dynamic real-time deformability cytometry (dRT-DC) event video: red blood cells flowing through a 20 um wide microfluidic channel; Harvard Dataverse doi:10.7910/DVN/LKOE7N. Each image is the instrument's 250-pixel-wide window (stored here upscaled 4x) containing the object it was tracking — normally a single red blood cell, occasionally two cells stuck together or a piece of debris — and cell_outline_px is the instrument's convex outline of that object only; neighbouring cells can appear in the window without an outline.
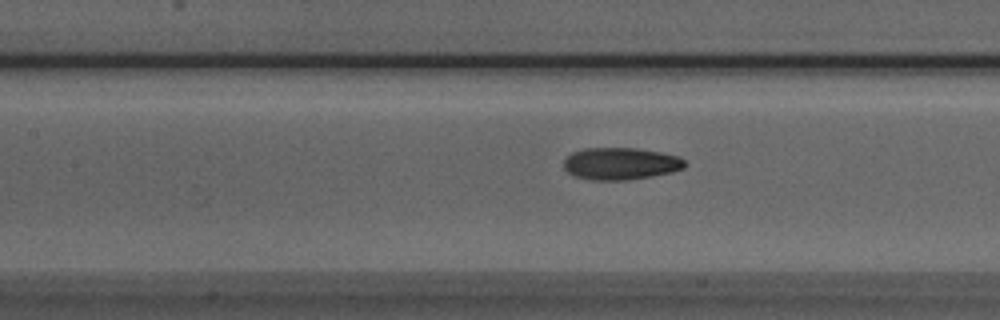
{"species": "Egyptian fruit bat (a non-hibernating species)", "species_latin": "Rousettus aegyptiacus", "temperature_condition": "room temperature", "stored_images_in_passage": 35, "camera_frame_rate_fps": 3000, "um_per_image_px": 0.085, "animal": {"sex": "male"}, "frame": {"image": 1, "passage_image": 13, "time_ms": 4.0, "image_size_px": [1000, 320], "cell_outline_px": [[688, 164], [684, 168], [672, 172], [652, 176], [624, 180], [592, 180], [576, 176], [568, 172], [564, 168], [564, 160], [572, 152], [584, 148], [636, 148], [660, 152], [680, 156]], "centroid_in_image_um": [52.78, 13.9], "position_along_channel_um": 154.6, "area_um2": 22.72}}
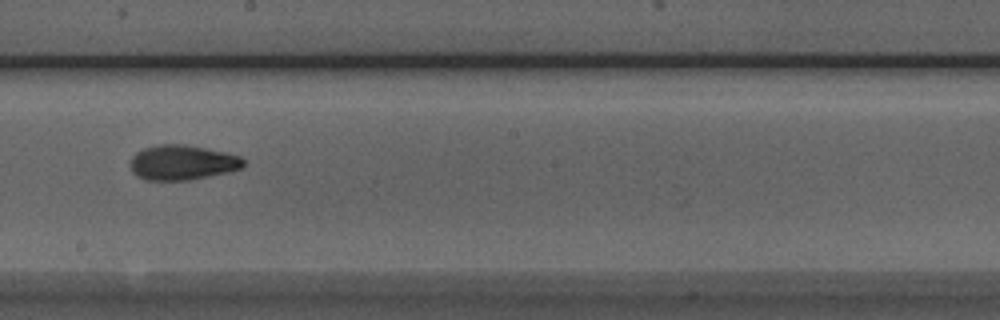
{"frame": {"image": 2, "passage_image": 19, "time_ms": 6.0, "image_size_px": [1000, 320], "cell_outline_px": [[244, 164], [240, 168], [228, 172], [188, 180], [144, 180], [136, 176], [132, 172], [132, 156], [136, 152], [144, 148], [156, 144], [184, 144], [224, 152], [240, 156], [244, 160]], "centroid_in_image_um": [15.47, 13.81], "position_along_channel_um": 232.7, "area_um2": 22.89}}
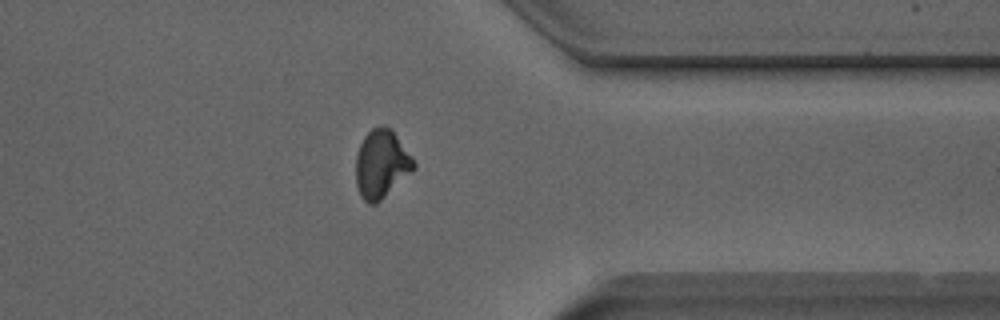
{"frame": {"image": 3, "passage_image": 31, "time_ms": 10.0, "image_size_px": [1000, 320], "cell_outline_px": [[416, 168], [412, 172], [376, 204], [368, 204], [360, 196], [356, 184], [356, 156], [360, 144], [364, 136], [372, 128], [392, 128], [412, 156], [416, 164]], "centroid_in_image_um": [32.43, 13.96], "position_along_channel_um": 379.0, "area_um2": 23.0}, "authors_computed_cell_mechanics": {"area_um2": 22.6576, "velocity_mm_per_s": 3.912, "shape_relaxation_time_tau1_ms": 4.2589, "shape_relaxation_time_tau2_ms": 3.6856, "deformation_change_tau1": 0.1564, "deformation_change_tau2": 0.0759}}